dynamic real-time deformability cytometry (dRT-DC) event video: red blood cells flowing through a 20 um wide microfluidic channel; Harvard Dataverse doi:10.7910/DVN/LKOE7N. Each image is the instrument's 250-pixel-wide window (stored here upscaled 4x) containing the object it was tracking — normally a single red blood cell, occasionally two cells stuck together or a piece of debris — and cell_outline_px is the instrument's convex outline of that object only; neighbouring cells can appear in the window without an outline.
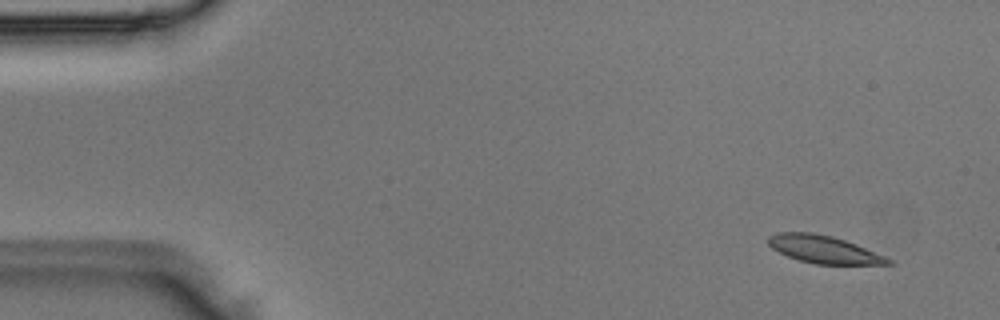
{"species": "Egyptian fruit bat (a non-hibernating species)", "species_latin": "Rousettus aegyptiacus", "temperature_condition": "room temperature", "stored_images_in_passage": 5, "segment_of_instrument_passage": [1, 2], "camera_frame_rate_fps": 3000, "um_per_image_px": 0.085, "animal": {"sex": "male"}, "frame": {"image": 1, "passage_image": 1, "time_ms": 0.0, "image_size_px": [1000, 320], "cell_outline_px": [[896, 264], [816, 264], [800, 260], [788, 256], [772, 248], [768, 244], [768, 236], [776, 232], [812, 232], [832, 236], [856, 244], [896, 260]], "centroid_in_image_um": [70.07, 21.2], "position_along_channel_um": 14.9, "area_um2": 19.36}}
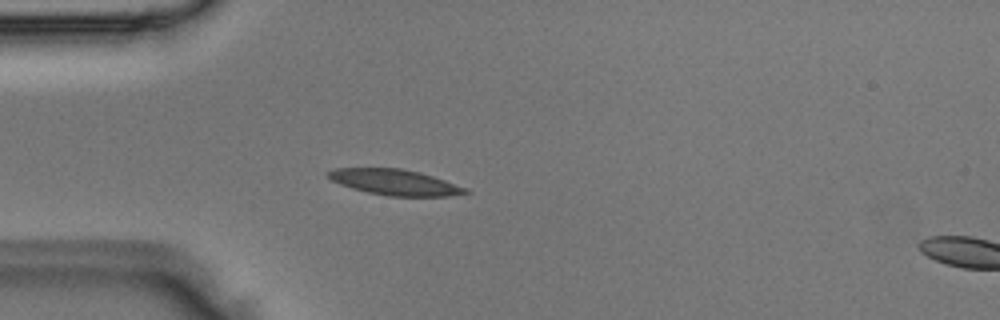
{"frame": {"image": 2, "passage_image": 4, "time_ms": 1.0, "image_size_px": [1000, 320], "cell_outline_px": [[472, 192], [448, 196], [388, 196], [368, 192], [352, 188], [340, 184], [324, 176], [328, 172], [336, 168], [400, 168], [420, 172], [468, 188]], "centroid_in_image_um": [33.56, 15.49], "position_along_channel_um": 51.4, "area_um2": 20.52}}